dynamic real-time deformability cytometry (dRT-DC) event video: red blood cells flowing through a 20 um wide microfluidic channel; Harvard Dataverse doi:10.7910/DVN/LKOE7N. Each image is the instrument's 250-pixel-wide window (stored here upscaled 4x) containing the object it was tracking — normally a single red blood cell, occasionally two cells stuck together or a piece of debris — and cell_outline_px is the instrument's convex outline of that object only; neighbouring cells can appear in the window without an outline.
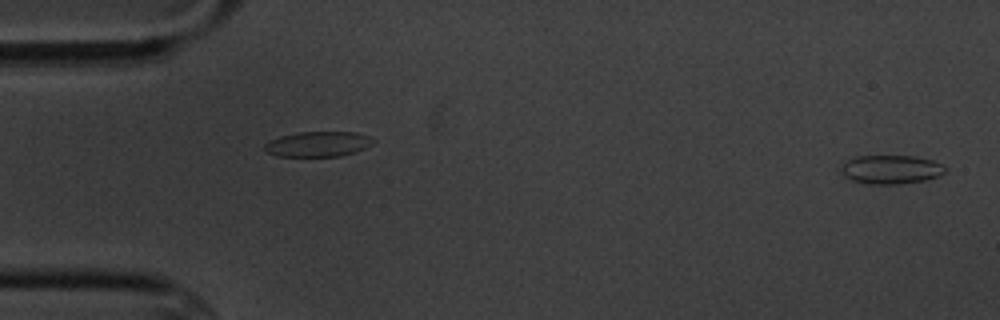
{"species": "common noctule bat (a hibernating species)", "species_latin": "Nyctalus noctula", "temperature_condition": "cold", "stored_images_in_passage": 6, "camera_frame_rate_fps": 3000, "um_per_image_px": 0.085, "animal": {"sex": "male", "body_mass_g": 20.1, "forearm_length_mm": 53.5}, "frame": {"image": 1, "passage_image": 1, "time_ms": 0.0, "image_size_px": [1000, 320], "cell_outline_px": [[948, 168], [940, 176], [924, 180], [900, 184], [868, 184], [852, 180], [844, 176], [840, 172], [840, 168], [848, 160], [856, 156], [916, 156], [932, 160]], "centroid_in_image_um": [75.73, 14.41], "position_along_channel_um": 9.3, "area_um2": 17.51}}
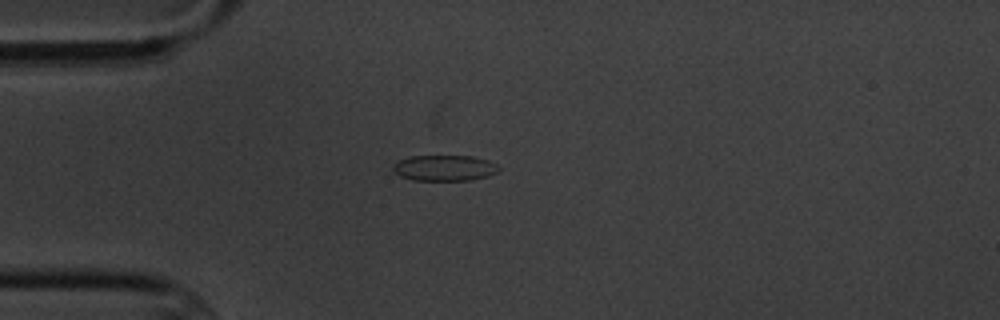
{"frame": {"image": 2, "passage_image": 5, "time_ms": 4.333, "image_size_px": [1000, 320], "cell_outline_px": [[500, 168], [496, 172], [488, 176], [468, 180], [412, 180], [400, 176], [392, 168], [392, 164], [408, 156], [472, 156], [488, 160], [496, 164]], "centroid_in_image_um": [37.76, 14.27], "position_along_channel_um": 47.2, "area_um2": 15.84}}
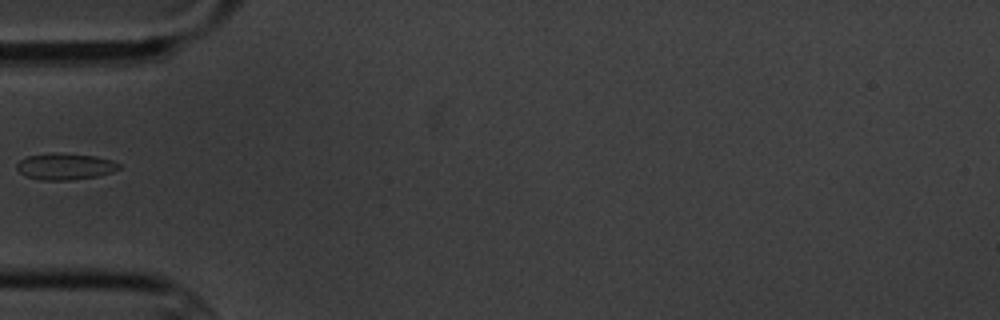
{"frame": {"image": 3, "passage_image": 6, "time_ms": 5.667, "image_size_px": [1000, 320], "cell_outline_px": [[120, 168], [112, 172], [96, 176], [68, 180], [40, 180], [28, 176], [20, 172], [16, 168], [16, 164], [20, 160], [28, 156], [52, 152], [60, 152], [96, 156], [112, 160], [120, 164]], "centroid_in_image_um": [5.53, 14.13], "position_along_channel_um": 79.5, "area_um2": 15.78}}